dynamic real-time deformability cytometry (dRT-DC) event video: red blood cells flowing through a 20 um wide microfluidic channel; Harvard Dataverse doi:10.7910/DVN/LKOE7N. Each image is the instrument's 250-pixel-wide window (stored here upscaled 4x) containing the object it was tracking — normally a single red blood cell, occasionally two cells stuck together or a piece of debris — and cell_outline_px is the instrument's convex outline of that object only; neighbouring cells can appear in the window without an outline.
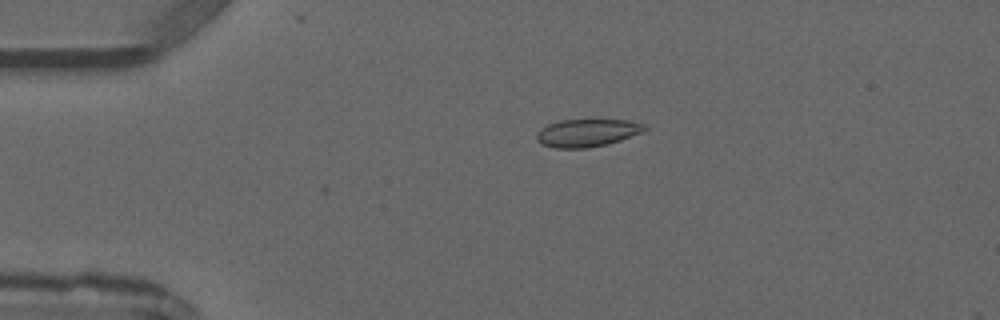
{"species": "common noctule bat (a hibernating species)", "species_latin": "Nyctalus noctula", "temperature_condition": "warm", "stored_images_in_passage": 4, "camera_frame_rate_fps": 3000, "um_per_image_px": 0.085, "animal": {"sex": "male", "forearm_length_mm": 52.5}, "frame": {"image": 1, "passage_image": 3, "time_ms": 2.667, "image_size_px": [1000, 320], "cell_outline_px": [[648, 128], [644, 132], [620, 140], [588, 148], [556, 148], [540, 144], [536, 140], [536, 136], [548, 124], [560, 120], [628, 120], [644, 124]], "centroid_in_image_um": [49.93, 11.29], "position_along_channel_um": 35.1, "area_um2": 17.28}}